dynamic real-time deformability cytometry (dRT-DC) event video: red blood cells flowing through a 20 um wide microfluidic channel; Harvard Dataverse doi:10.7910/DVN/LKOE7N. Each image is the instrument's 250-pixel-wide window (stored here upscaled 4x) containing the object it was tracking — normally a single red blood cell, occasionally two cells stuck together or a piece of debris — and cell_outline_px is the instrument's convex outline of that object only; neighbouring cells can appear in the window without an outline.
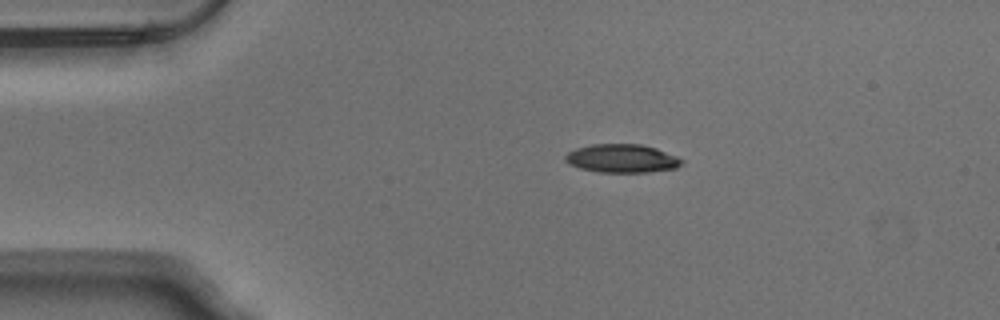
{"species": "Egyptian fruit bat (a non-hibernating species)", "species_latin": "Rousettus aegyptiacus", "temperature_condition": "warm", "stored_images_in_passage": 38, "camera_frame_rate_fps": 3000, "um_per_image_px": 0.085, "animal": {"sex": "male"}, "frame": {"image": 1, "passage_image": 3, "time_ms": 0.667, "image_size_px": [1000, 320], "cell_outline_px": [[684, 160], [676, 168], [648, 172], [600, 172], [580, 168], [568, 164], [564, 160], [564, 156], [568, 152], [576, 148], [592, 144], [640, 144], [656, 148], [676, 156]], "centroid_in_image_um": [52.83, 13.46], "position_along_channel_um": 32.2, "area_um2": 19.25}}
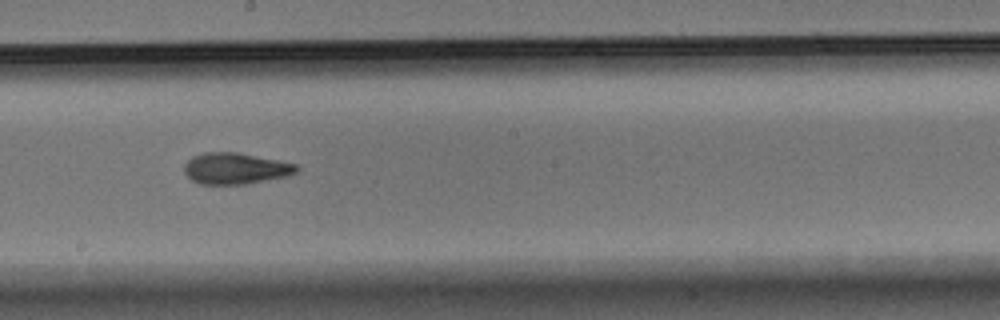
{"frame": {"image": 2, "passage_image": 22, "time_ms": 7.0, "image_size_px": [1000, 320], "cell_outline_px": [[300, 168], [296, 172], [288, 176], [244, 184], [200, 184], [192, 180], [184, 172], [184, 164], [192, 156], [204, 152], [236, 152], [296, 164]], "centroid_in_image_um": [19.99, 14.32], "position_along_channel_um": 228.2, "area_um2": 20.35}}
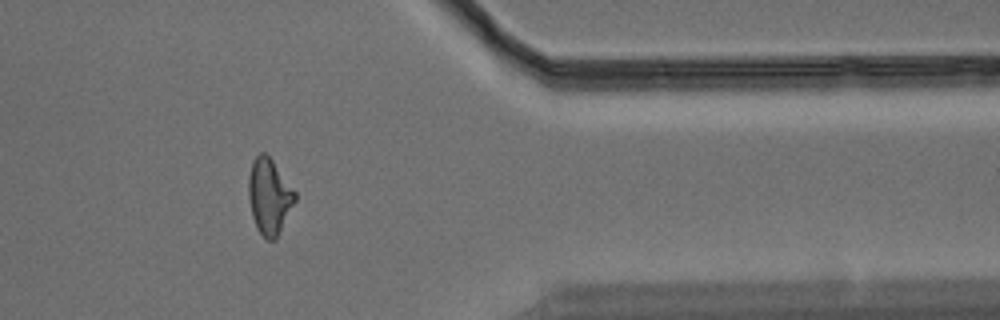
{"frame": {"image": 3, "passage_image": 36, "time_ms": 11.667, "image_size_px": [1000, 320], "cell_outline_px": [[296, 200], [276, 240], [268, 240], [256, 228], [252, 216], [248, 196], [248, 176], [252, 160], [260, 152], [264, 152], [272, 160], [296, 192]], "centroid_in_image_um": [22.88, 16.69], "position_along_channel_um": 388.5, "area_um2": 20.52}, "authors_computed_cell_mechanics": {"area_um2": 20.3167, "velocity_mm_per_s": 3.8143, "shape_relaxation_time_tau1_ms": 9.714, "shape_relaxation_time_tau2_ms": 2.8655, "deformation_change_tau1": 0.2655, "deformation_change_tau2": 0.1157}}